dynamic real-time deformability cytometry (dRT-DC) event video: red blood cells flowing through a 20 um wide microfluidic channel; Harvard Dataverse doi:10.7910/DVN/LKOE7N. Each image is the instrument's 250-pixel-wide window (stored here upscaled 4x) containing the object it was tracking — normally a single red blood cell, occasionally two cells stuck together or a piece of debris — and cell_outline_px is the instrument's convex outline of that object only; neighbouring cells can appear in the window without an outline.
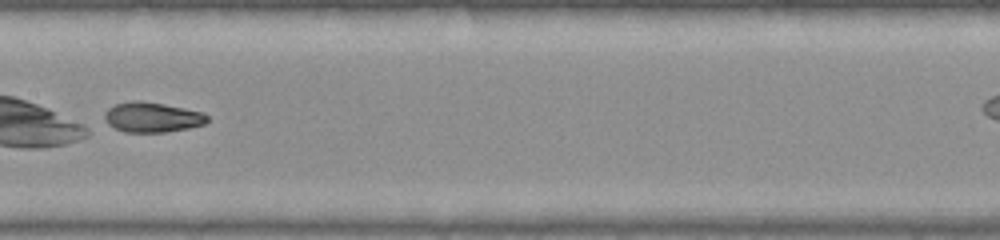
{"species": "common noctule bat (a hibernating species)", "species_latin": "Nyctalus noctula", "temperature_condition": "warm", "stored_images_in_passage": 21, "camera_frame_rate_fps": 3000, "um_per_image_px": 0.085, "animal": {"sex": "female", "body_mass_g": 22.0, "forearm_length_mm": 56.7}, "frame": {"image": 1, "passage_image": 10, "time_ms": 3.0, "image_size_px": [1000, 240], "cell_outline_px": [[208, 120], [204, 124], [188, 128], [164, 132], [124, 132], [108, 124], [104, 120], [104, 112], [108, 108], [116, 104], [132, 100], [136, 100], [164, 104], [204, 112], [208, 116]], "centroid_in_image_um": [12.92, 9.96], "position_along_channel_um": 194.5, "area_um2": 17.98}}